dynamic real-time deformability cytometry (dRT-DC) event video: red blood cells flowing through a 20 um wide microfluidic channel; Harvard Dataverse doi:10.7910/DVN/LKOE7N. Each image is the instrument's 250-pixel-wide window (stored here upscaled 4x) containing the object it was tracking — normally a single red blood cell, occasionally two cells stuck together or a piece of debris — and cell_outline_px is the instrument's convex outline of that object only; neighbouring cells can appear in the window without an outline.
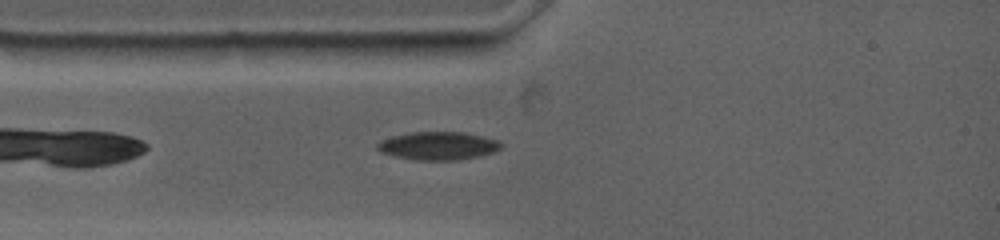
{"species": "common noctule bat (a hibernating species)", "species_latin": "Nyctalus noctula", "temperature_condition": "warm", "stored_images_in_passage": 125, "camera_frame_rate_fps": 4500, "um_per_image_px": 0.085, "animal": {"sex": "female", "body_mass_g": 19.0, "forearm_length_mm": 53.3}, "frame": {"image": 1, "passage_image": 11, "time_ms": 1.556, "image_size_px": [1000, 240], "cell_outline_px": [[504, 144], [500, 148], [492, 152], [480, 156], [460, 160], [416, 160], [396, 156], [380, 152], [376, 148], [376, 144], [392, 136], [412, 132], [464, 132], [500, 140]], "centroid_in_image_um": [37.28, 12.39], "position_along_channel_um": 47.7, "area_um2": 20.29}}
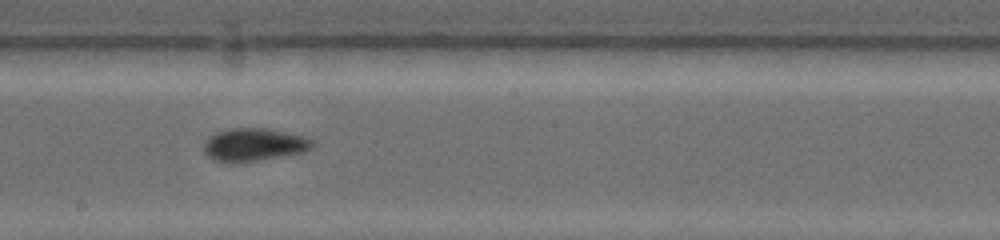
{"frame": {"image": 2, "passage_image": 44, "time_ms": 6.444, "image_size_px": [1000, 240], "cell_outline_px": [[316, 144], [312, 148], [304, 152], [284, 156], [256, 160], [212, 160], [204, 152], [204, 140], [208, 136], [216, 132], [228, 128], [268, 128], [308, 136], [316, 140]], "centroid_in_image_um": [21.67, 12.25], "position_along_channel_um": 226.5, "area_um2": 20.87}}
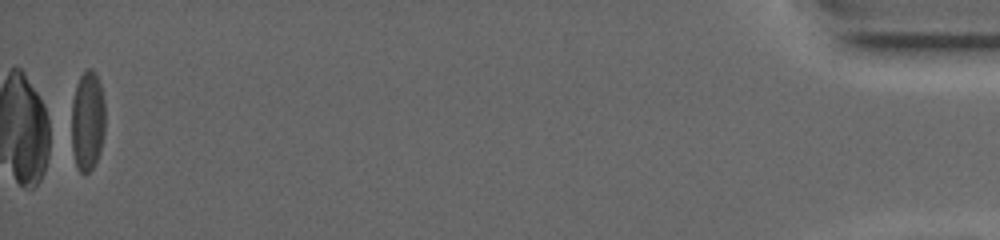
{"frame": {"image": 3, "passage_image": 124, "time_ms": 16.222, "image_size_px": [1000, 240], "cell_outline_px": [[104, 132], [100, 152], [92, 168], [84, 176], [76, 168], [72, 152], [72, 100], [76, 84], [80, 76], [88, 68], [92, 68], [96, 72], [100, 84], [104, 100]], "centroid_in_image_um": [7.43, 10.29], "position_along_channel_um": 427.8, "area_um2": 19.83}, "authors_computed_cell_mechanics": {"area_um2": 20.1144, "velocity_mm_per_s": 3.6581, "shape_relaxation_time_tau1_ms": null, "shape_relaxation_time_tau2_ms": 2.6134, "deformation_change_tau1": null, "deformation_change_tau2": 0.0667}}